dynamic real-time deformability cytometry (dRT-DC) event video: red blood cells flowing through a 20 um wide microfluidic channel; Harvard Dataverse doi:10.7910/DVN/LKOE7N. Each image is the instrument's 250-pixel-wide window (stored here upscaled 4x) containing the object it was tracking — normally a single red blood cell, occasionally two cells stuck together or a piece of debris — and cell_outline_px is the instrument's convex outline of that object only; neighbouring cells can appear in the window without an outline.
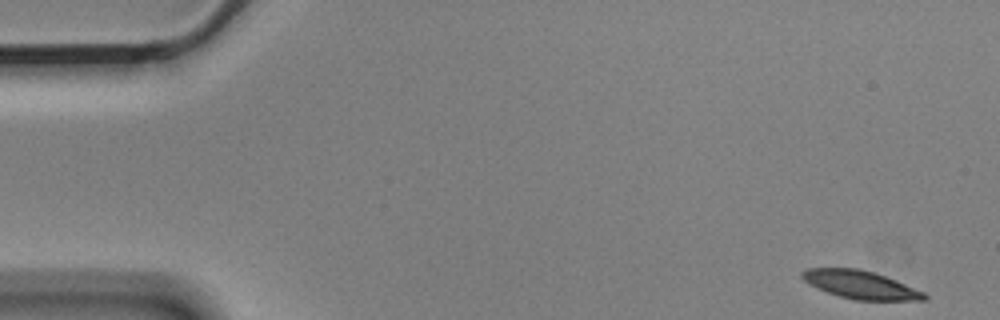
{"species": "Egyptian fruit bat (a non-hibernating species)", "species_latin": "Rousettus aegyptiacus", "temperature_condition": "cold", "stored_images_in_passage": 5, "segment_of_instrument_passage": [1, 2], "camera_frame_rate_fps": 3000, "um_per_image_px": 0.085, "animal": {"sex": "male"}, "frame": {"image": 1, "passage_image": 1, "time_ms": 0.0, "image_size_px": [1000, 320], "cell_outline_px": [[928, 300], [856, 300], [840, 296], [816, 288], [808, 284], [800, 276], [800, 272], [808, 268], [860, 268], [896, 280], [924, 292], [928, 296]], "centroid_in_image_um": [73.12, 24.2], "position_along_channel_um": 11.9, "area_um2": 19.94}}